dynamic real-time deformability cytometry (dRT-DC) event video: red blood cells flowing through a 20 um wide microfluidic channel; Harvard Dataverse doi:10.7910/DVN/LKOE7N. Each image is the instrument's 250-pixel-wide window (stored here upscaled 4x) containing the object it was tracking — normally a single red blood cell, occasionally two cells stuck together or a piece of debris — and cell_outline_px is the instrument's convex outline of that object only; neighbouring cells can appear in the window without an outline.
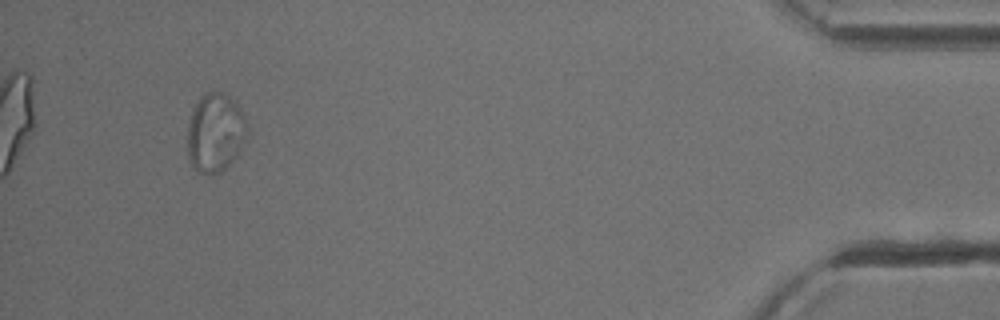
{"species": "common noctule bat (a hibernating species)", "species_latin": "Nyctalus noctula", "temperature_condition": "cold", "stored_images_in_passage": 37, "segment_of_instrument_passage": [2, 2], "camera_frame_rate_fps": 3000, "um_per_image_px": 0.085, "animal": {"sex": "male", "body_mass_g": 13.3}, "frame": {"image": 1, "passage_image": 34, "time_ms": 11.0, "image_size_px": [1000, 320], "cell_outline_px": [[248, 128], [244, 144], [236, 156], [220, 172], [208, 176], [200, 172], [188, 160], [188, 124], [192, 112], [196, 104], [208, 92], [220, 92], [236, 100], [248, 124]], "centroid_in_image_um": [18.32, 11.29], "position_along_channel_um": 416.9, "area_um2": 27.28}}